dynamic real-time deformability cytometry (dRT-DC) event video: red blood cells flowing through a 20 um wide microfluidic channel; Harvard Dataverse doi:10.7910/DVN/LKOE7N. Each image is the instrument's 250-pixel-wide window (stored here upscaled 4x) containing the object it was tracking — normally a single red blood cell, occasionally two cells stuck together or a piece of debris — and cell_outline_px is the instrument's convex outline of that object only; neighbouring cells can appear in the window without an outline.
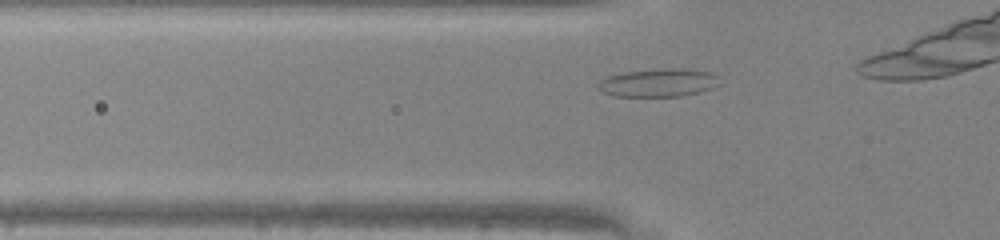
{"species": "common noctule bat (a hibernating species)", "species_latin": "Nyctalus noctula", "temperature_condition": "warm", "stored_images_in_passage": 12, "camera_frame_rate_fps": 3000, "um_per_image_px": 0.085, "animal": {"sex": "male", "body_mass_g": 20.0, "forearm_length_mm": 53.3}, "frame": {"image": 1, "passage_image": 4, "time_ms": 1.0, "image_size_px": [1000, 240], "cell_outline_px": [[720, 84], [712, 88], [700, 92], [680, 96], [612, 96], [596, 88], [596, 84], [600, 80], [608, 76], [624, 72], [672, 68], [684, 68], [712, 72], [720, 76]], "centroid_in_image_um": [56.0, 7.03], "position_along_channel_um": 69.8, "area_um2": 20.11}}
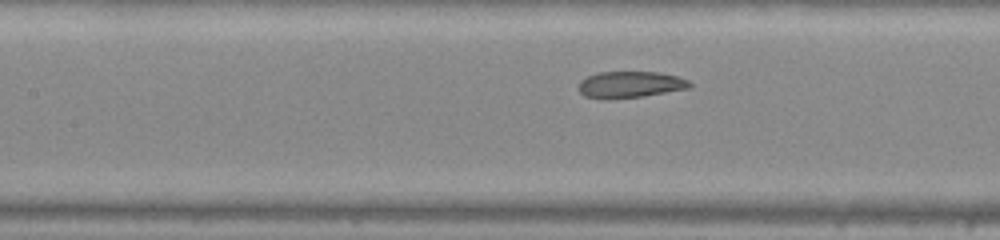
{"frame": {"image": 2, "passage_image": 10, "time_ms": 3.0, "image_size_px": [1000, 240], "cell_outline_px": [[692, 84], [688, 88], [640, 96], [608, 100], [604, 100], [584, 96], [580, 92], [580, 80], [588, 76], [600, 72], [660, 72], [676, 76], [688, 80]], "centroid_in_image_um": [53.52, 7.19], "position_along_channel_um": 153.9, "area_um2": 16.99}}